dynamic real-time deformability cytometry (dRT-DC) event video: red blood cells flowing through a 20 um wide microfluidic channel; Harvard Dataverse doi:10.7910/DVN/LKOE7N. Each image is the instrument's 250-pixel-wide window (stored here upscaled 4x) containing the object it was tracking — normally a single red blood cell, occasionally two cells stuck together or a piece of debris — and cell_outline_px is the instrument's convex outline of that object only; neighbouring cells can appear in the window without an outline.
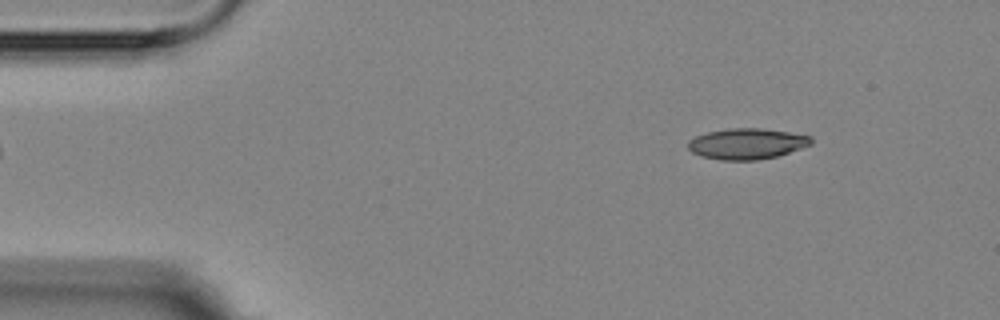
{"species": "Egyptian fruit bat (a non-hibernating species)", "species_latin": "Rousettus aegyptiacus", "temperature_condition": "room temperature", "stored_images_in_passage": 8, "camera_frame_rate_fps": 3000, "um_per_image_px": 0.085, "animal": {"sex": "female"}, "frame": {"image": 1, "passage_image": 1, "time_ms": 0.0, "image_size_px": [1000, 320], "cell_outline_px": [[812, 144], [776, 156], [756, 160], [720, 160], [700, 156], [692, 152], [688, 148], [688, 140], [696, 136], [708, 132], [728, 128], [760, 128], [788, 132], [812, 136]], "centroid_in_image_um": [63.46, 12.21], "position_along_channel_um": 21.5, "area_um2": 22.02}}
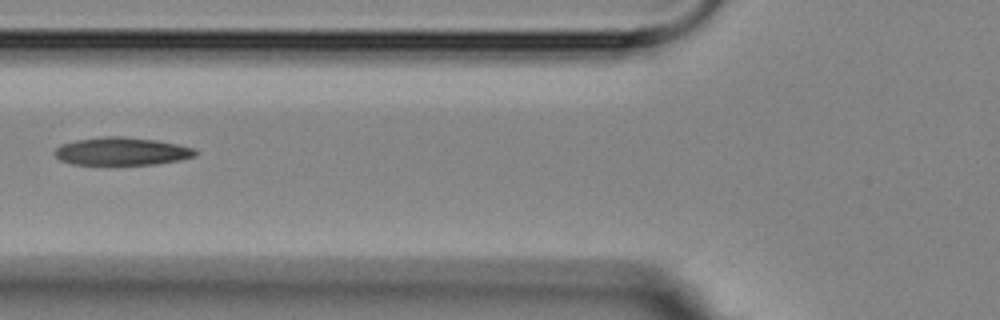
{"frame": {"image": 2, "passage_image": 5, "time_ms": 4.667, "image_size_px": [1000, 320], "cell_outline_px": [[196, 156], [180, 160], [156, 164], [112, 168], [108, 168], [72, 164], [60, 160], [56, 156], [56, 148], [60, 144], [76, 140], [104, 136], [124, 136], [156, 140], [176, 144], [192, 148], [196, 152]], "centroid_in_image_um": [10.29, 12.92], "position_along_channel_um": 115.5, "area_um2": 23.93}}
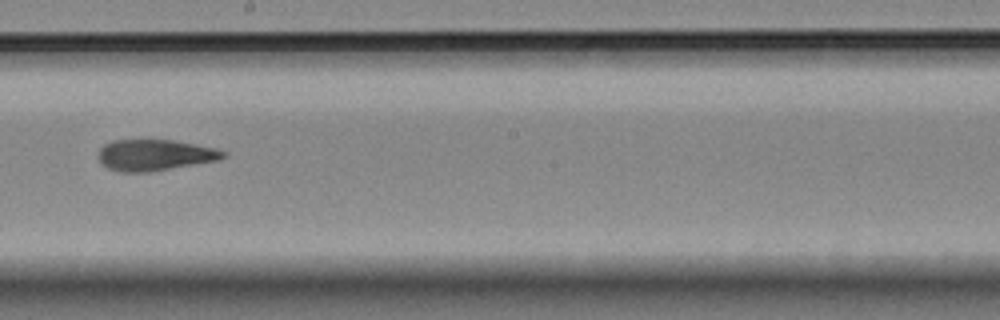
{"frame": {"image": 3, "passage_image": 8, "time_ms": 8.0, "image_size_px": [1000, 320], "cell_outline_px": [[228, 156], [220, 160], [148, 172], [120, 172], [108, 168], [100, 164], [96, 156], [100, 148], [104, 144], [112, 140], [172, 140], [216, 148], [228, 152]], "centroid_in_image_um": [13.15, 13.18], "position_along_channel_um": 235.1, "area_um2": 22.95}}